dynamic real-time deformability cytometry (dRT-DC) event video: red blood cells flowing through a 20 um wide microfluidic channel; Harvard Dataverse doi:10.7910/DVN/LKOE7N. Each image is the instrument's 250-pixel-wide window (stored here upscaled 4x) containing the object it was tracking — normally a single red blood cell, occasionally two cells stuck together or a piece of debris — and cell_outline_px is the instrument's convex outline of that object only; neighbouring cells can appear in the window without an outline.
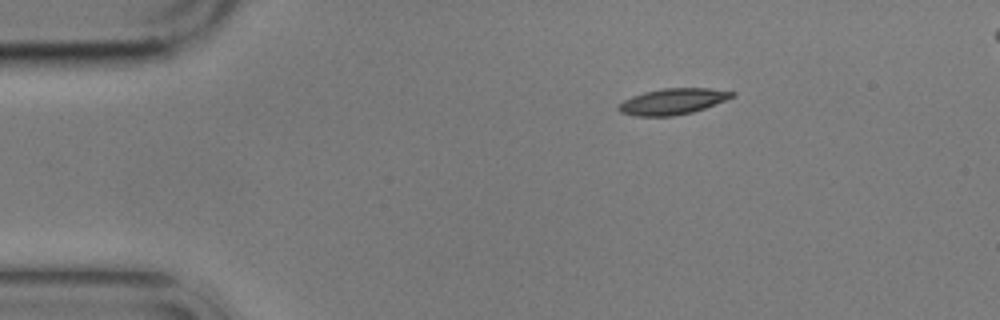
{"species": "common noctule bat (a hibernating species)", "species_latin": "Nyctalus noctula", "temperature_condition": "cold", "stored_images_in_passage": 4, "segment_of_instrument_passage": [1, 2], "camera_frame_rate_fps": 3000, "um_per_image_px": 0.085, "animal": {"sex": "male", "body_mass_g": 17.9}, "frame": {"image": 1, "passage_image": 1, "time_ms": 0.0, "image_size_px": [1000, 320], "cell_outline_px": [[736, 96], [704, 108], [692, 112], [672, 116], [636, 116], [620, 112], [616, 108], [624, 100], [632, 96], [644, 92], [664, 88], [708, 88], [736, 92]], "centroid_in_image_um": [57.18, 8.62], "position_along_channel_um": 27.8, "area_um2": 17.11}}